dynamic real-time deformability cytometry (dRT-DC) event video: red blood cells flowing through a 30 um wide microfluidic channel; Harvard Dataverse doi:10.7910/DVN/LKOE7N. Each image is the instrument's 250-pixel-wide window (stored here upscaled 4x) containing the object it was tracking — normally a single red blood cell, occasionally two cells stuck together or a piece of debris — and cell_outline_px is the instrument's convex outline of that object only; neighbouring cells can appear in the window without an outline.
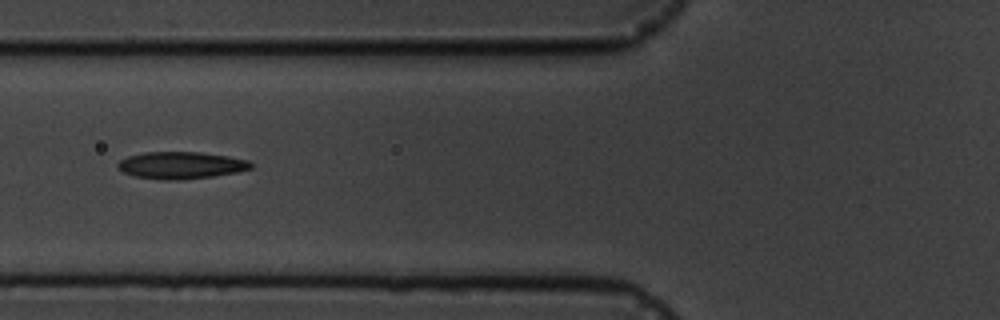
{"species": "common noctule bat (a hibernating species)", "species_latin": "Nyctalus noctula", "temperature_condition": "cold", "stored_images_in_passage": 4, "camera_frame_rate_fps": 3000, "um_per_image_px": 0.085, "animal": {"sex": "male", "body_mass_g": 19.5, "forearm_length_mm": 54.6}, "frame": {"image": 1, "passage_image": 4, "time_ms": 4.333, "image_size_px": [1000, 320], "cell_outline_px": [[252, 168], [240, 172], [184, 180], [164, 180], [132, 176], [116, 168], [116, 164], [120, 160], [128, 156], [144, 152], [200, 152], [228, 156], [248, 160], [252, 164]], "centroid_in_image_um": [15.37, 14.05], "position_along_channel_um": 110.4, "area_um2": 21.21}}